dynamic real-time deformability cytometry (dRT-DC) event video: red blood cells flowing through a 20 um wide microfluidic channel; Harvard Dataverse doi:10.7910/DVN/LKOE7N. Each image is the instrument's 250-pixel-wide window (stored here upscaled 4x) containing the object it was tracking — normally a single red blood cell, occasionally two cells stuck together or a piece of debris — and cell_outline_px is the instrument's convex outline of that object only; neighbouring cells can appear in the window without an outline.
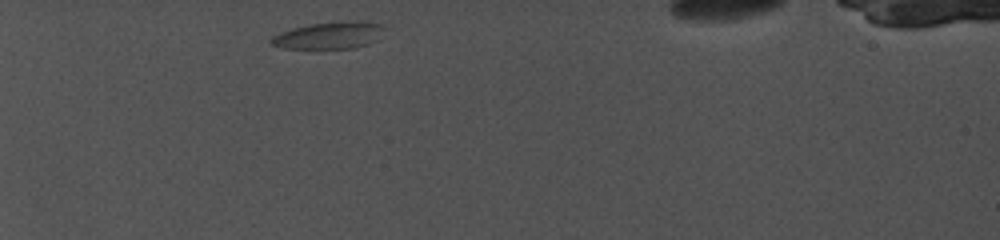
{"species": "common noctule bat (a hibernating species)", "species_latin": "Nyctalus noctula", "temperature_condition": "cold", "stored_images_in_passage": 65, "camera_frame_rate_fps": 5000, "um_per_image_px": 0.085, "animal": {"sex": "female", "body_mass_g": 19.0, "forearm_length_mm": 56.7}, "frame": {"image": 1, "passage_image": 1, "time_ms": 0.0, "image_size_px": [1000, 240], "cell_outline_px": [[392, 28], [380, 40], [368, 44], [352, 48], [324, 52], [280, 48], [272, 44], [268, 40], [272, 36], [280, 32], [292, 28], [308, 24], [348, 20], [360, 20], [384, 24]], "centroid_in_image_um": [28.09, 3.04], "position_along_channel_um": 56.9, "area_um2": 19.71}}
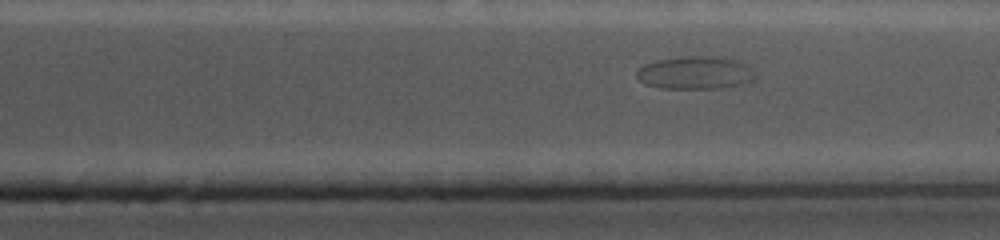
{"frame": {"image": 2, "passage_image": 52, "time_ms": 10.0, "image_size_px": [1000, 240], "cell_outline_px": [[748, 80], [736, 84], [716, 88], [660, 88], [644, 84], [636, 76], [636, 72], [644, 64], [656, 60], [684, 56], [724, 56], [736, 60], [744, 64], [748, 68]], "centroid_in_image_um": [58.92, 6.16], "position_along_channel_um": 352.5, "area_um2": 21.96}}
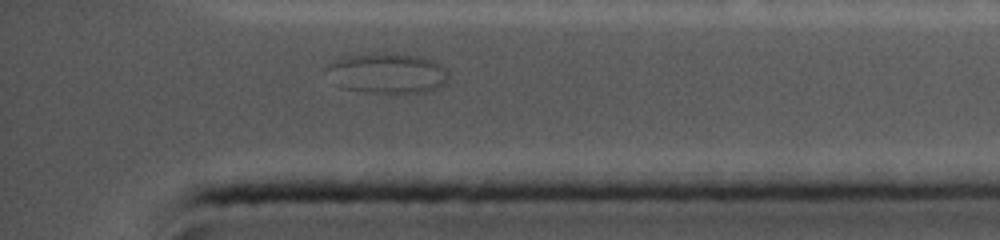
{"frame": {"image": 3, "passage_image": 60, "time_ms": 11.4, "image_size_px": [1000, 240], "cell_outline_px": [[448, 84], [436, 88], [416, 92], [372, 92], [344, 88], [328, 68], [328, 64], [336, 60], [348, 56], [384, 52], [404, 52], [420, 56], [432, 60], [448, 68]], "centroid_in_image_um": [33.08, 6.18], "position_along_channel_um": 402.1, "area_um2": 28.09}}